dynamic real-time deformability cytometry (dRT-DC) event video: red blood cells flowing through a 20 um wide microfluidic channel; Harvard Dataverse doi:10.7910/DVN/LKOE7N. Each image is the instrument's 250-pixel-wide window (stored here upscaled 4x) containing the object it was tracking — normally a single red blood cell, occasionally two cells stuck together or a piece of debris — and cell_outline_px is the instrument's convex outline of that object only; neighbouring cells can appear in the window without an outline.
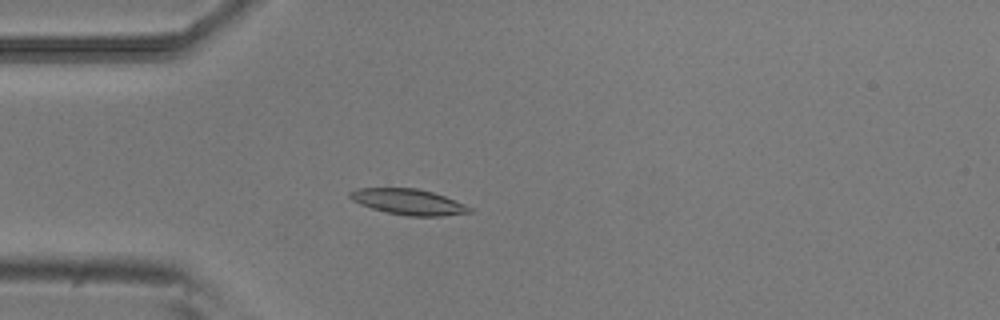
{"species": "common noctule bat (a hibernating species)", "species_latin": "Nyctalus noctula", "temperature_condition": "room temperature", "stored_images_in_passage": 54, "camera_frame_rate_fps": 3000, "um_per_image_px": 0.085, "animal": {"sex": "male", "body_mass_g": 20.5, "forearm_length_mm": 52.5}, "frame": {"image": 1, "passage_image": 15, "time_ms": 4.667, "image_size_px": [1000, 320], "cell_outline_px": [[472, 212], [444, 216], [408, 216], [388, 212], [372, 208], [360, 204], [352, 200], [348, 196], [348, 192], [356, 188], [416, 188], [432, 192], [444, 196], [464, 204], [472, 208]], "centroid_in_image_um": [34.7, 17.15], "position_along_channel_um": 50.3, "area_um2": 17.86}}
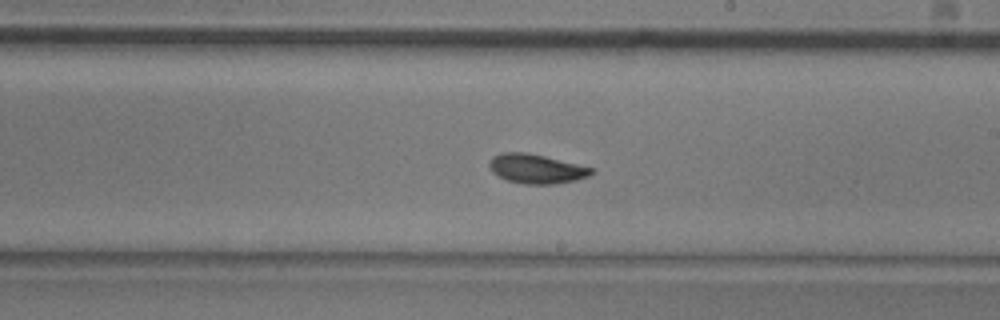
{"frame": {"image": 2, "passage_image": 31, "time_ms": 10.0, "image_size_px": [1000, 320], "cell_outline_px": [[596, 172], [588, 176], [576, 180], [556, 184], [524, 184], [508, 180], [492, 172], [488, 164], [492, 156], [500, 152], [528, 152], [596, 168]], "centroid_in_image_um": [45.62, 14.33], "position_along_channel_um": 243.4, "area_um2": 17.69}}
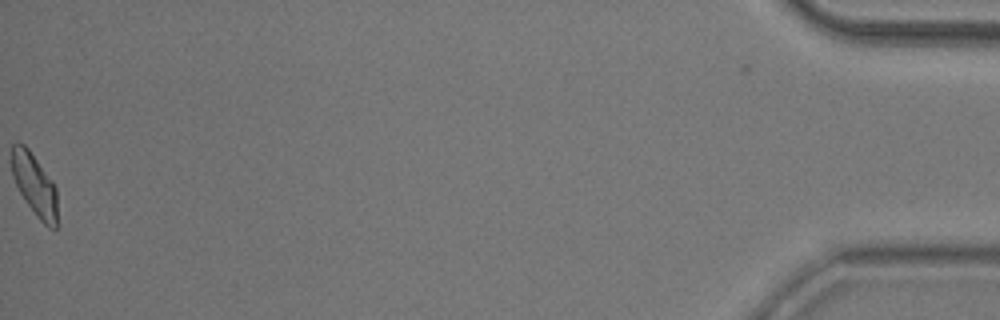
{"frame": {"image": 3, "passage_image": 54, "time_ms": 17.667, "image_size_px": [1000, 320], "cell_outline_px": [[56, 228], [48, 228], [36, 216], [20, 192], [12, 176], [12, 144], [16, 140], [24, 144], [28, 148], [52, 180], [56, 188]], "centroid_in_image_um": [2.92, 15.67], "position_along_channel_um": 432.3, "area_um2": 16.36}, "authors_computed_cell_mechanics": {"area_um2": 17.0799, "velocity_mm_per_s": 3.799, "shape_relaxation_time_tau1_ms": 3.2313, "shape_relaxation_time_tau2_ms": 2.9569, "deformation_change_tau1": 0.1092, "deformation_change_tau2": 0.0771}}